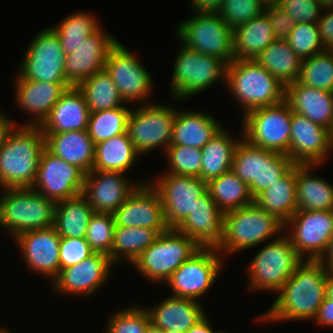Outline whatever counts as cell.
<instances>
[{"label": "cell", "instance_id": "9", "mask_svg": "<svg viewBox=\"0 0 333 333\" xmlns=\"http://www.w3.org/2000/svg\"><path fill=\"white\" fill-rule=\"evenodd\" d=\"M199 249L193 238L169 229L161 233L132 265L148 280L166 282Z\"/></svg>", "mask_w": 333, "mask_h": 333}, {"label": "cell", "instance_id": "32", "mask_svg": "<svg viewBox=\"0 0 333 333\" xmlns=\"http://www.w3.org/2000/svg\"><path fill=\"white\" fill-rule=\"evenodd\" d=\"M276 40L268 16L263 12L247 23L233 29V56L235 60L256 58Z\"/></svg>", "mask_w": 333, "mask_h": 333}, {"label": "cell", "instance_id": "2", "mask_svg": "<svg viewBox=\"0 0 333 333\" xmlns=\"http://www.w3.org/2000/svg\"><path fill=\"white\" fill-rule=\"evenodd\" d=\"M44 148L45 137L39 126L13 124L0 143V188H31Z\"/></svg>", "mask_w": 333, "mask_h": 333}, {"label": "cell", "instance_id": "59", "mask_svg": "<svg viewBox=\"0 0 333 333\" xmlns=\"http://www.w3.org/2000/svg\"><path fill=\"white\" fill-rule=\"evenodd\" d=\"M325 297L333 300V270H329L327 274Z\"/></svg>", "mask_w": 333, "mask_h": 333}, {"label": "cell", "instance_id": "10", "mask_svg": "<svg viewBox=\"0 0 333 333\" xmlns=\"http://www.w3.org/2000/svg\"><path fill=\"white\" fill-rule=\"evenodd\" d=\"M194 13L196 15L177 25L176 35L181 44L229 64L234 60L233 29L218 13Z\"/></svg>", "mask_w": 333, "mask_h": 333}, {"label": "cell", "instance_id": "7", "mask_svg": "<svg viewBox=\"0 0 333 333\" xmlns=\"http://www.w3.org/2000/svg\"><path fill=\"white\" fill-rule=\"evenodd\" d=\"M303 260L287 234L272 239V242L257 252L247 266L250 283L248 288L277 294Z\"/></svg>", "mask_w": 333, "mask_h": 333}, {"label": "cell", "instance_id": "3", "mask_svg": "<svg viewBox=\"0 0 333 333\" xmlns=\"http://www.w3.org/2000/svg\"><path fill=\"white\" fill-rule=\"evenodd\" d=\"M226 87L241 104L244 115L285 100V86L252 59H234L228 64Z\"/></svg>", "mask_w": 333, "mask_h": 333}, {"label": "cell", "instance_id": "1", "mask_svg": "<svg viewBox=\"0 0 333 333\" xmlns=\"http://www.w3.org/2000/svg\"><path fill=\"white\" fill-rule=\"evenodd\" d=\"M328 271L319 260H303L278 292L270 309L259 320H314L325 299Z\"/></svg>", "mask_w": 333, "mask_h": 333}, {"label": "cell", "instance_id": "45", "mask_svg": "<svg viewBox=\"0 0 333 333\" xmlns=\"http://www.w3.org/2000/svg\"><path fill=\"white\" fill-rule=\"evenodd\" d=\"M115 221L113 214L94 212L88 223L85 239L94 252L108 255L114 240Z\"/></svg>", "mask_w": 333, "mask_h": 333}, {"label": "cell", "instance_id": "29", "mask_svg": "<svg viewBox=\"0 0 333 333\" xmlns=\"http://www.w3.org/2000/svg\"><path fill=\"white\" fill-rule=\"evenodd\" d=\"M285 101L293 112L305 116L328 129L333 123V92L300 84L285 87Z\"/></svg>", "mask_w": 333, "mask_h": 333}, {"label": "cell", "instance_id": "37", "mask_svg": "<svg viewBox=\"0 0 333 333\" xmlns=\"http://www.w3.org/2000/svg\"><path fill=\"white\" fill-rule=\"evenodd\" d=\"M254 60L285 87L299 78L302 60L290 48L287 40H274Z\"/></svg>", "mask_w": 333, "mask_h": 333}, {"label": "cell", "instance_id": "63", "mask_svg": "<svg viewBox=\"0 0 333 333\" xmlns=\"http://www.w3.org/2000/svg\"><path fill=\"white\" fill-rule=\"evenodd\" d=\"M330 132V143H331V147L333 148V123L331 125V128L329 129Z\"/></svg>", "mask_w": 333, "mask_h": 333}, {"label": "cell", "instance_id": "64", "mask_svg": "<svg viewBox=\"0 0 333 333\" xmlns=\"http://www.w3.org/2000/svg\"><path fill=\"white\" fill-rule=\"evenodd\" d=\"M0 333H12V332L8 331V329L6 330V328L5 329L0 328Z\"/></svg>", "mask_w": 333, "mask_h": 333}, {"label": "cell", "instance_id": "52", "mask_svg": "<svg viewBox=\"0 0 333 333\" xmlns=\"http://www.w3.org/2000/svg\"><path fill=\"white\" fill-rule=\"evenodd\" d=\"M264 13L268 16L276 40H287L296 22L278 5L266 6Z\"/></svg>", "mask_w": 333, "mask_h": 333}, {"label": "cell", "instance_id": "36", "mask_svg": "<svg viewBox=\"0 0 333 333\" xmlns=\"http://www.w3.org/2000/svg\"><path fill=\"white\" fill-rule=\"evenodd\" d=\"M139 155L125 132L95 144L93 170L127 173Z\"/></svg>", "mask_w": 333, "mask_h": 333}, {"label": "cell", "instance_id": "19", "mask_svg": "<svg viewBox=\"0 0 333 333\" xmlns=\"http://www.w3.org/2000/svg\"><path fill=\"white\" fill-rule=\"evenodd\" d=\"M113 216L116 226L170 229L160 195L148 181H140L138 187L114 211Z\"/></svg>", "mask_w": 333, "mask_h": 333}, {"label": "cell", "instance_id": "44", "mask_svg": "<svg viewBox=\"0 0 333 333\" xmlns=\"http://www.w3.org/2000/svg\"><path fill=\"white\" fill-rule=\"evenodd\" d=\"M297 81L305 86L333 92V51L325 50L303 59Z\"/></svg>", "mask_w": 333, "mask_h": 333}, {"label": "cell", "instance_id": "23", "mask_svg": "<svg viewBox=\"0 0 333 333\" xmlns=\"http://www.w3.org/2000/svg\"><path fill=\"white\" fill-rule=\"evenodd\" d=\"M14 240L30 270L52 278L53 281L57 278L60 273L61 237L54 226L22 232Z\"/></svg>", "mask_w": 333, "mask_h": 333}, {"label": "cell", "instance_id": "49", "mask_svg": "<svg viewBox=\"0 0 333 333\" xmlns=\"http://www.w3.org/2000/svg\"><path fill=\"white\" fill-rule=\"evenodd\" d=\"M264 10L265 5L260 0H224L217 13L234 29L261 15Z\"/></svg>", "mask_w": 333, "mask_h": 333}, {"label": "cell", "instance_id": "24", "mask_svg": "<svg viewBox=\"0 0 333 333\" xmlns=\"http://www.w3.org/2000/svg\"><path fill=\"white\" fill-rule=\"evenodd\" d=\"M126 173L92 170L86 174L82 194L94 212L113 214L139 184H132Z\"/></svg>", "mask_w": 333, "mask_h": 333}, {"label": "cell", "instance_id": "28", "mask_svg": "<svg viewBox=\"0 0 333 333\" xmlns=\"http://www.w3.org/2000/svg\"><path fill=\"white\" fill-rule=\"evenodd\" d=\"M145 309L150 324L163 331L186 332L206 315L199 301L172 295L164 298L157 306Z\"/></svg>", "mask_w": 333, "mask_h": 333}, {"label": "cell", "instance_id": "42", "mask_svg": "<svg viewBox=\"0 0 333 333\" xmlns=\"http://www.w3.org/2000/svg\"><path fill=\"white\" fill-rule=\"evenodd\" d=\"M93 14L88 12L72 13L51 29L58 35L65 55L73 53L84 40L97 32L101 25Z\"/></svg>", "mask_w": 333, "mask_h": 333}, {"label": "cell", "instance_id": "31", "mask_svg": "<svg viewBox=\"0 0 333 333\" xmlns=\"http://www.w3.org/2000/svg\"><path fill=\"white\" fill-rule=\"evenodd\" d=\"M223 127L212 115L176 111L170 145L202 149Z\"/></svg>", "mask_w": 333, "mask_h": 333}, {"label": "cell", "instance_id": "56", "mask_svg": "<svg viewBox=\"0 0 333 333\" xmlns=\"http://www.w3.org/2000/svg\"><path fill=\"white\" fill-rule=\"evenodd\" d=\"M209 316H204L201 320H199L196 324H194L190 329H188L184 333H219L214 331L212 326L210 325Z\"/></svg>", "mask_w": 333, "mask_h": 333}, {"label": "cell", "instance_id": "22", "mask_svg": "<svg viewBox=\"0 0 333 333\" xmlns=\"http://www.w3.org/2000/svg\"><path fill=\"white\" fill-rule=\"evenodd\" d=\"M117 41L113 35L106 34L102 27L88 36L73 53L66 55L64 77L67 83L77 87L103 70L110 49Z\"/></svg>", "mask_w": 333, "mask_h": 333}, {"label": "cell", "instance_id": "50", "mask_svg": "<svg viewBox=\"0 0 333 333\" xmlns=\"http://www.w3.org/2000/svg\"><path fill=\"white\" fill-rule=\"evenodd\" d=\"M93 253L94 251L85 238H61L59 247L60 271L80 263Z\"/></svg>", "mask_w": 333, "mask_h": 333}, {"label": "cell", "instance_id": "21", "mask_svg": "<svg viewBox=\"0 0 333 333\" xmlns=\"http://www.w3.org/2000/svg\"><path fill=\"white\" fill-rule=\"evenodd\" d=\"M113 265L108 255L94 252L80 263L63 268L52 283L53 289L61 294H82L89 297L108 281Z\"/></svg>", "mask_w": 333, "mask_h": 333}, {"label": "cell", "instance_id": "38", "mask_svg": "<svg viewBox=\"0 0 333 333\" xmlns=\"http://www.w3.org/2000/svg\"><path fill=\"white\" fill-rule=\"evenodd\" d=\"M167 230L169 229L116 226L111 247V261L117 264L125 258L133 264L158 236Z\"/></svg>", "mask_w": 333, "mask_h": 333}, {"label": "cell", "instance_id": "13", "mask_svg": "<svg viewBox=\"0 0 333 333\" xmlns=\"http://www.w3.org/2000/svg\"><path fill=\"white\" fill-rule=\"evenodd\" d=\"M23 57L21 79L51 83H67L64 77L66 55L58 35L49 27L31 41Z\"/></svg>", "mask_w": 333, "mask_h": 333}, {"label": "cell", "instance_id": "33", "mask_svg": "<svg viewBox=\"0 0 333 333\" xmlns=\"http://www.w3.org/2000/svg\"><path fill=\"white\" fill-rule=\"evenodd\" d=\"M296 164L273 183L254 202L286 224L298 210L296 193Z\"/></svg>", "mask_w": 333, "mask_h": 333}, {"label": "cell", "instance_id": "20", "mask_svg": "<svg viewBox=\"0 0 333 333\" xmlns=\"http://www.w3.org/2000/svg\"><path fill=\"white\" fill-rule=\"evenodd\" d=\"M329 151V129L292 111L289 158L297 165H320Z\"/></svg>", "mask_w": 333, "mask_h": 333}, {"label": "cell", "instance_id": "25", "mask_svg": "<svg viewBox=\"0 0 333 333\" xmlns=\"http://www.w3.org/2000/svg\"><path fill=\"white\" fill-rule=\"evenodd\" d=\"M176 230L193 238L200 248L218 249L224 239V213L207 191Z\"/></svg>", "mask_w": 333, "mask_h": 333}, {"label": "cell", "instance_id": "40", "mask_svg": "<svg viewBox=\"0 0 333 333\" xmlns=\"http://www.w3.org/2000/svg\"><path fill=\"white\" fill-rule=\"evenodd\" d=\"M207 191L224 214L254 202L248 185L232 170L207 182Z\"/></svg>", "mask_w": 333, "mask_h": 333}, {"label": "cell", "instance_id": "14", "mask_svg": "<svg viewBox=\"0 0 333 333\" xmlns=\"http://www.w3.org/2000/svg\"><path fill=\"white\" fill-rule=\"evenodd\" d=\"M214 248H200L180 265L165 282L172 296L199 301L215 283L221 270L222 258Z\"/></svg>", "mask_w": 333, "mask_h": 333}, {"label": "cell", "instance_id": "15", "mask_svg": "<svg viewBox=\"0 0 333 333\" xmlns=\"http://www.w3.org/2000/svg\"><path fill=\"white\" fill-rule=\"evenodd\" d=\"M104 68L110 74L124 103L133 104V101H142L143 105L153 103L147 101L150 93L152 94L154 84L152 76L141 65L140 60H137L134 53L119 41L110 49Z\"/></svg>", "mask_w": 333, "mask_h": 333}, {"label": "cell", "instance_id": "39", "mask_svg": "<svg viewBox=\"0 0 333 333\" xmlns=\"http://www.w3.org/2000/svg\"><path fill=\"white\" fill-rule=\"evenodd\" d=\"M222 128L202 149L200 178L206 182L232 169L233 155L239 140ZM233 138V139H232Z\"/></svg>", "mask_w": 333, "mask_h": 333}, {"label": "cell", "instance_id": "62", "mask_svg": "<svg viewBox=\"0 0 333 333\" xmlns=\"http://www.w3.org/2000/svg\"><path fill=\"white\" fill-rule=\"evenodd\" d=\"M264 5L265 7L266 6H271V5H278L279 1L280 0H260Z\"/></svg>", "mask_w": 333, "mask_h": 333}, {"label": "cell", "instance_id": "12", "mask_svg": "<svg viewBox=\"0 0 333 333\" xmlns=\"http://www.w3.org/2000/svg\"><path fill=\"white\" fill-rule=\"evenodd\" d=\"M175 116L176 109L154 102L131 109L127 134L136 151L144 155L162 147L166 152L171 143Z\"/></svg>", "mask_w": 333, "mask_h": 333}, {"label": "cell", "instance_id": "27", "mask_svg": "<svg viewBox=\"0 0 333 333\" xmlns=\"http://www.w3.org/2000/svg\"><path fill=\"white\" fill-rule=\"evenodd\" d=\"M90 110L83 93L71 86L51 109L39 126L43 134L87 130Z\"/></svg>", "mask_w": 333, "mask_h": 333}, {"label": "cell", "instance_id": "6", "mask_svg": "<svg viewBox=\"0 0 333 333\" xmlns=\"http://www.w3.org/2000/svg\"><path fill=\"white\" fill-rule=\"evenodd\" d=\"M294 165L288 155L252 145L241 135L234 151L231 170L248 185L255 199Z\"/></svg>", "mask_w": 333, "mask_h": 333}, {"label": "cell", "instance_id": "55", "mask_svg": "<svg viewBox=\"0 0 333 333\" xmlns=\"http://www.w3.org/2000/svg\"><path fill=\"white\" fill-rule=\"evenodd\" d=\"M224 0H190L194 12L217 13Z\"/></svg>", "mask_w": 333, "mask_h": 333}, {"label": "cell", "instance_id": "11", "mask_svg": "<svg viewBox=\"0 0 333 333\" xmlns=\"http://www.w3.org/2000/svg\"><path fill=\"white\" fill-rule=\"evenodd\" d=\"M242 135L252 145L288 155L292 109L284 100L243 115Z\"/></svg>", "mask_w": 333, "mask_h": 333}, {"label": "cell", "instance_id": "18", "mask_svg": "<svg viewBox=\"0 0 333 333\" xmlns=\"http://www.w3.org/2000/svg\"><path fill=\"white\" fill-rule=\"evenodd\" d=\"M85 177L86 173L82 169L44 148L39 158L36 180L31 188L56 203L81 194Z\"/></svg>", "mask_w": 333, "mask_h": 333}, {"label": "cell", "instance_id": "16", "mask_svg": "<svg viewBox=\"0 0 333 333\" xmlns=\"http://www.w3.org/2000/svg\"><path fill=\"white\" fill-rule=\"evenodd\" d=\"M162 175L149 183L160 195L168 227L176 229L192 212L196 201L207 192V182L194 176L165 172Z\"/></svg>", "mask_w": 333, "mask_h": 333}, {"label": "cell", "instance_id": "60", "mask_svg": "<svg viewBox=\"0 0 333 333\" xmlns=\"http://www.w3.org/2000/svg\"><path fill=\"white\" fill-rule=\"evenodd\" d=\"M324 10H333V0H317ZM325 8V9H324Z\"/></svg>", "mask_w": 333, "mask_h": 333}, {"label": "cell", "instance_id": "48", "mask_svg": "<svg viewBox=\"0 0 333 333\" xmlns=\"http://www.w3.org/2000/svg\"><path fill=\"white\" fill-rule=\"evenodd\" d=\"M118 311L108 319L106 333H146L150 317L145 308L132 306Z\"/></svg>", "mask_w": 333, "mask_h": 333}, {"label": "cell", "instance_id": "35", "mask_svg": "<svg viewBox=\"0 0 333 333\" xmlns=\"http://www.w3.org/2000/svg\"><path fill=\"white\" fill-rule=\"evenodd\" d=\"M94 211L81 193L55 203L54 227L61 238H85Z\"/></svg>", "mask_w": 333, "mask_h": 333}, {"label": "cell", "instance_id": "51", "mask_svg": "<svg viewBox=\"0 0 333 333\" xmlns=\"http://www.w3.org/2000/svg\"><path fill=\"white\" fill-rule=\"evenodd\" d=\"M278 6L296 23H317L323 12L317 0H280Z\"/></svg>", "mask_w": 333, "mask_h": 333}, {"label": "cell", "instance_id": "65", "mask_svg": "<svg viewBox=\"0 0 333 333\" xmlns=\"http://www.w3.org/2000/svg\"><path fill=\"white\" fill-rule=\"evenodd\" d=\"M165 333H184V332H179V331H165Z\"/></svg>", "mask_w": 333, "mask_h": 333}, {"label": "cell", "instance_id": "57", "mask_svg": "<svg viewBox=\"0 0 333 333\" xmlns=\"http://www.w3.org/2000/svg\"><path fill=\"white\" fill-rule=\"evenodd\" d=\"M319 261L327 270H333V233L331 235L328 247L325 253L319 259Z\"/></svg>", "mask_w": 333, "mask_h": 333}, {"label": "cell", "instance_id": "61", "mask_svg": "<svg viewBox=\"0 0 333 333\" xmlns=\"http://www.w3.org/2000/svg\"><path fill=\"white\" fill-rule=\"evenodd\" d=\"M146 333H165L162 329H158L151 324L147 327Z\"/></svg>", "mask_w": 333, "mask_h": 333}, {"label": "cell", "instance_id": "34", "mask_svg": "<svg viewBox=\"0 0 333 333\" xmlns=\"http://www.w3.org/2000/svg\"><path fill=\"white\" fill-rule=\"evenodd\" d=\"M317 165L296 164V193L298 210H333V185L310 172Z\"/></svg>", "mask_w": 333, "mask_h": 333}, {"label": "cell", "instance_id": "46", "mask_svg": "<svg viewBox=\"0 0 333 333\" xmlns=\"http://www.w3.org/2000/svg\"><path fill=\"white\" fill-rule=\"evenodd\" d=\"M287 42L301 60L326 50L321 42L318 23H296Z\"/></svg>", "mask_w": 333, "mask_h": 333}, {"label": "cell", "instance_id": "17", "mask_svg": "<svg viewBox=\"0 0 333 333\" xmlns=\"http://www.w3.org/2000/svg\"><path fill=\"white\" fill-rule=\"evenodd\" d=\"M294 249L305 260H319L325 253L333 233V210H297L285 224Z\"/></svg>", "mask_w": 333, "mask_h": 333}, {"label": "cell", "instance_id": "54", "mask_svg": "<svg viewBox=\"0 0 333 333\" xmlns=\"http://www.w3.org/2000/svg\"><path fill=\"white\" fill-rule=\"evenodd\" d=\"M317 324L322 326H333V300L325 297L324 301L318 308V312L314 318ZM333 328V327H332Z\"/></svg>", "mask_w": 333, "mask_h": 333}, {"label": "cell", "instance_id": "41", "mask_svg": "<svg viewBox=\"0 0 333 333\" xmlns=\"http://www.w3.org/2000/svg\"><path fill=\"white\" fill-rule=\"evenodd\" d=\"M77 87L83 93L90 112L123 106L124 101L105 68L81 82Z\"/></svg>", "mask_w": 333, "mask_h": 333}, {"label": "cell", "instance_id": "30", "mask_svg": "<svg viewBox=\"0 0 333 333\" xmlns=\"http://www.w3.org/2000/svg\"><path fill=\"white\" fill-rule=\"evenodd\" d=\"M45 148L53 155L82 169L93 170L95 144L87 130L44 134Z\"/></svg>", "mask_w": 333, "mask_h": 333}, {"label": "cell", "instance_id": "5", "mask_svg": "<svg viewBox=\"0 0 333 333\" xmlns=\"http://www.w3.org/2000/svg\"><path fill=\"white\" fill-rule=\"evenodd\" d=\"M0 194V226L12 238L34 229L54 226L55 202L32 188L2 189Z\"/></svg>", "mask_w": 333, "mask_h": 333}, {"label": "cell", "instance_id": "26", "mask_svg": "<svg viewBox=\"0 0 333 333\" xmlns=\"http://www.w3.org/2000/svg\"><path fill=\"white\" fill-rule=\"evenodd\" d=\"M16 78V103L19 108L27 111L28 114L31 113V116L35 118L27 125L40 126L61 95L71 87L68 83L24 80L19 76Z\"/></svg>", "mask_w": 333, "mask_h": 333}, {"label": "cell", "instance_id": "58", "mask_svg": "<svg viewBox=\"0 0 333 333\" xmlns=\"http://www.w3.org/2000/svg\"><path fill=\"white\" fill-rule=\"evenodd\" d=\"M13 125L12 119H9L6 114L0 111V143L3 141L7 130Z\"/></svg>", "mask_w": 333, "mask_h": 333}, {"label": "cell", "instance_id": "4", "mask_svg": "<svg viewBox=\"0 0 333 333\" xmlns=\"http://www.w3.org/2000/svg\"><path fill=\"white\" fill-rule=\"evenodd\" d=\"M284 230L283 222L253 202L224 214V239L217 250H220L221 256L243 251L260 245L274 235L279 238Z\"/></svg>", "mask_w": 333, "mask_h": 333}, {"label": "cell", "instance_id": "8", "mask_svg": "<svg viewBox=\"0 0 333 333\" xmlns=\"http://www.w3.org/2000/svg\"><path fill=\"white\" fill-rule=\"evenodd\" d=\"M178 51L171 78L174 99H187L218 81L226 82L228 63L225 60L202 54L184 44Z\"/></svg>", "mask_w": 333, "mask_h": 333}, {"label": "cell", "instance_id": "53", "mask_svg": "<svg viewBox=\"0 0 333 333\" xmlns=\"http://www.w3.org/2000/svg\"><path fill=\"white\" fill-rule=\"evenodd\" d=\"M318 19L321 42L326 50L333 51V10H324Z\"/></svg>", "mask_w": 333, "mask_h": 333}, {"label": "cell", "instance_id": "47", "mask_svg": "<svg viewBox=\"0 0 333 333\" xmlns=\"http://www.w3.org/2000/svg\"><path fill=\"white\" fill-rule=\"evenodd\" d=\"M165 155L170 174L199 177L202 168L201 149L189 146L170 145Z\"/></svg>", "mask_w": 333, "mask_h": 333}, {"label": "cell", "instance_id": "43", "mask_svg": "<svg viewBox=\"0 0 333 333\" xmlns=\"http://www.w3.org/2000/svg\"><path fill=\"white\" fill-rule=\"evenodd\" d=\"M128 107L90 112L87 131L94 144L127 132Z\"/></svg>", "mask_w": 333, "mask_h": 333}]
</instances>
